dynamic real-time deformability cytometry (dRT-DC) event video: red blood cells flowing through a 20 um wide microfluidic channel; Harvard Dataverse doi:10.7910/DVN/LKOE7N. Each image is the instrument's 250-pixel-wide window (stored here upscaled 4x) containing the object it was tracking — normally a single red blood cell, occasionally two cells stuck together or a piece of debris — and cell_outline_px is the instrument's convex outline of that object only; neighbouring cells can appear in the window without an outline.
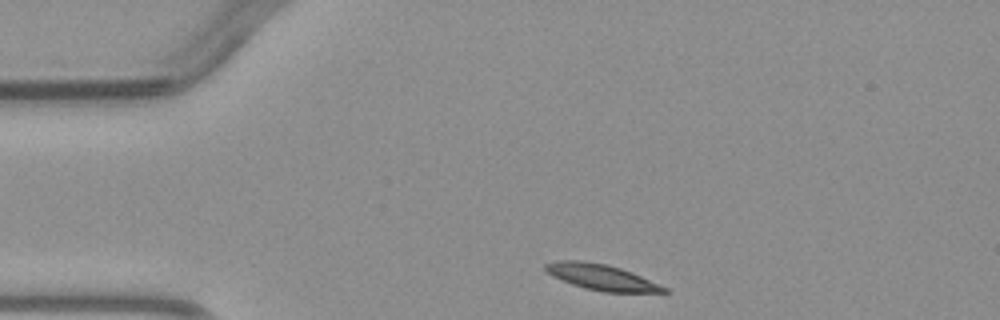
{"species": "common noctule bat (a hibernating species)", "species_latin": "Nyctalus noctula", "temperature_condition": "warm", "stored_images_in_passage": 2, "camera_frame_rate_fps": 3000, "um_per_image_px": 0.085, "animal": {"sex": "male", "body_mass_g": 23.1, "forearm_length_mm": 52.7}, "frame": {"image": 1, "passage_image": 1, "time_ms": 0.0, "image_size_px": [1000, 320], "cell_outline_px": [[668, 292], [604, 292], [584, 288], [572, 284], [552, 276], [544, 268], [544, 264], [556, 260], [580, 260], [608, 264], [632, 272], [668, 288]], "centroid_in_image_um": [51.1, 23.55], "position_along_channel_um": 33.9, "area_um2": 17.8}}